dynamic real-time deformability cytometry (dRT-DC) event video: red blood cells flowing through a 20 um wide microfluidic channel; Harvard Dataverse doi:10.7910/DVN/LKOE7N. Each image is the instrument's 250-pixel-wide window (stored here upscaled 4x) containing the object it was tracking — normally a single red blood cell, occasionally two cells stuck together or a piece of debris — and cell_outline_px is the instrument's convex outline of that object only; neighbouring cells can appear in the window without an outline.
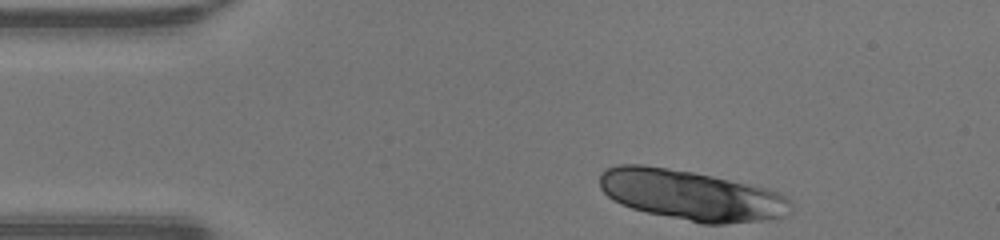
{"species": "human", "species_latin": "Homo sapiens", "temperature_condition": "warm", "stored_images_in_passage": 32, "camera_frame_rate_fps": 3000, "um_per_image_px": 0.085, "donor": {"sex": "male"}, "frame": {"image": 1, "passage_image": 1, "time_ms": 0.0, "image_size_px": [1000, 240], "cell_outline_px": [[792, 212], [788, 216], [768, 220], [724, 224], [700, 224], [648, 212], [632, 208], [620, 204], [612, 200], [600, 188], [600, 172], [604, 168], [616, 164], [640, 164], [668, 168], [692, 172], [712, 176], [768, 188], [780, 192], [792, 204]], "centroid_in_image_um": [58.77, 16.6], "position_along_channel_um": 26.2, "area_um2": 56.41}}
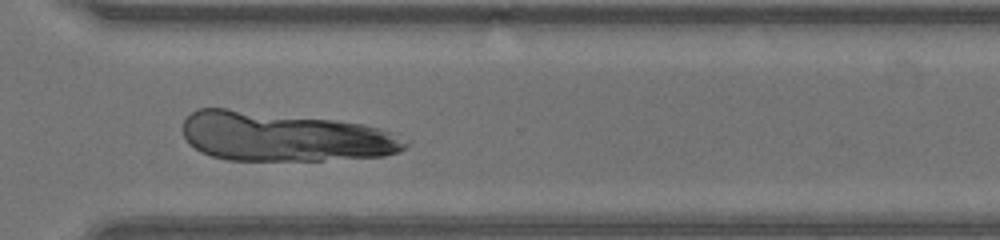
{"frame": {"image": 2, "passage_image": 28, "time_ms": 9.0, "image_size_px": [1000, 240], "cell_outline_px": [[408, 144], [400, 152], [384, 156], [324, 160], [228, 160], [212, 156], [200, 152], [188, 144], [180, 128], [184, 120], [196, 108], [228, 108], [336, 120], [364, 124], [380, 128], [388, 132]], "centroid_in_image_um": [24.07, 11.62], "position_along_channel_um": 346.5, "area_um2": 64.04}}
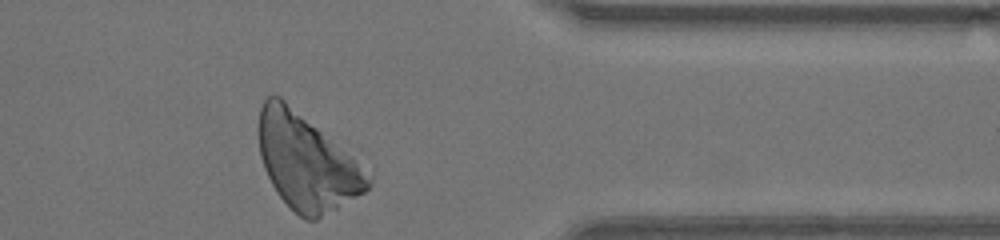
{"frame": {"image": 3, "passage_image": 32, "time_ms": 10.333, "image_size_px": [1000, 240], "cell_outline_px": [[372, 184], [364, 192], [316, 220], [308, 220], [300, 216], [276, 192], [264, 168], [260, 156], [256, 132], [256, 128], [260, 108], [264, 100], [268, 96], [280, 96], [372, 176]], "centroid_in_image_um": [25.98, 13.78], "position_along_channel_um": 385.4, "area_um2": 59.48}}